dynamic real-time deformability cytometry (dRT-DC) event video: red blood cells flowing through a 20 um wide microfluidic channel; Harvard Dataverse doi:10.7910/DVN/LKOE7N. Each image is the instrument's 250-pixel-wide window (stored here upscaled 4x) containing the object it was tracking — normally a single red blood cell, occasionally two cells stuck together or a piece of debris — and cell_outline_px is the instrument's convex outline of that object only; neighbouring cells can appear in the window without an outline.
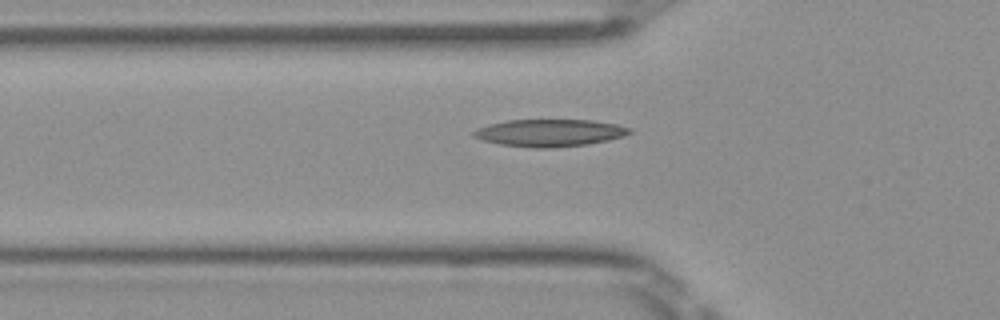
{"species": "Egyptian fruit bat (a non-hibernating species)", "species_latin": "Rousettus aegyptiacus", "temperature_condition": "room temperature", "stored_images_in_passage": 50, "camera_frame_rate_fps": 3000, "um_per_image_px": 0.085, "frame": {"image": 1, "passage_image": 17, "time_ms": 5.333, "image_size_px": [1000, 320], "cell_outline_px": [[632, 132], [624, 136], [608, 140], [588, 144], [552, 148], [536, 148], [500, 144], [480, 140], [472, 136], [472, 132], [476, 128], [488, 124], [508, 120], [592, 120], [616, 124], [632, 128]], "centroid_in_image_um": [46.7, 11.29], "position_along_channel_um": 79.1, "area_um2": 24.91}}
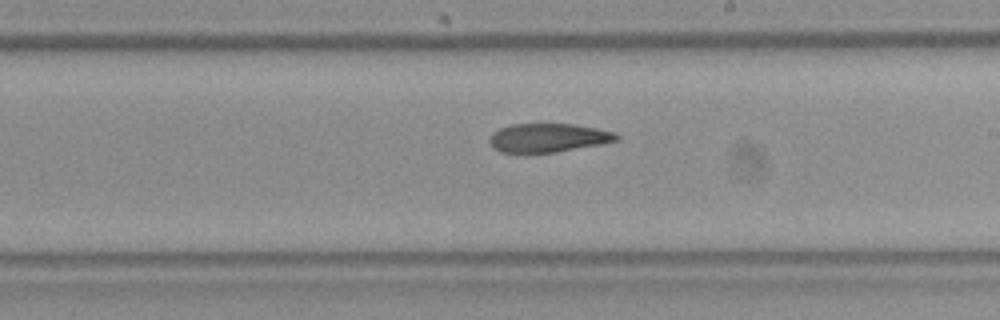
{"frame": {"image": 2, "passage_image": 29, "time_ms": 9.333, "image_size_px": [1000, 320], "cell_outline_px": [[620, 136], [616, 140], [600, 144], [556, 152], [500, 152], [492, 148], [488, 140], [492, 132], [500, 128], [512, 124], [572, 124], [596, 128], [616, 132]], "centroid_in_image_um": [46.56, 11.71], "position_along_channel_um": 242.4, "area_um2": 21.15}}
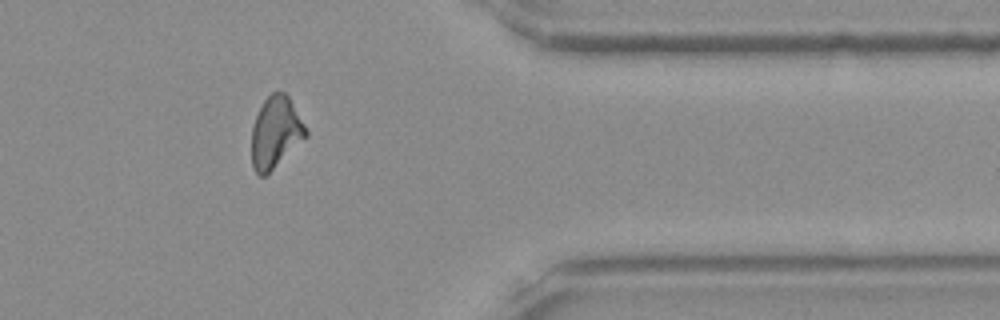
{"frame": {"image": 3, "passage_image": 41, "time_ms": 13.333, "image_size_px": [1000, 320], "cell_outline_px": [[308, 136], [264, 176], [260, 176], [252, 168], [252, 124], [264, 100], [272, 92], [284, 92], [288, 96], [304, 124], [308, 132]], "centroid_in_image_um": [23.42, 11.25], "position_along_channel_um": 388.0, "area_um2": 22.25}, "authors_computed_cell_mechanics": {"area_um2": 22.9177, "velocity_mm_per_s": 4.0548, "shape_relaxation_time_tau1_ms": null, "shape_relaxation_time_tau2_ms": 5.6644, "deformation_change_tau1": null, "deformation_change_tau2": 0.1448}}